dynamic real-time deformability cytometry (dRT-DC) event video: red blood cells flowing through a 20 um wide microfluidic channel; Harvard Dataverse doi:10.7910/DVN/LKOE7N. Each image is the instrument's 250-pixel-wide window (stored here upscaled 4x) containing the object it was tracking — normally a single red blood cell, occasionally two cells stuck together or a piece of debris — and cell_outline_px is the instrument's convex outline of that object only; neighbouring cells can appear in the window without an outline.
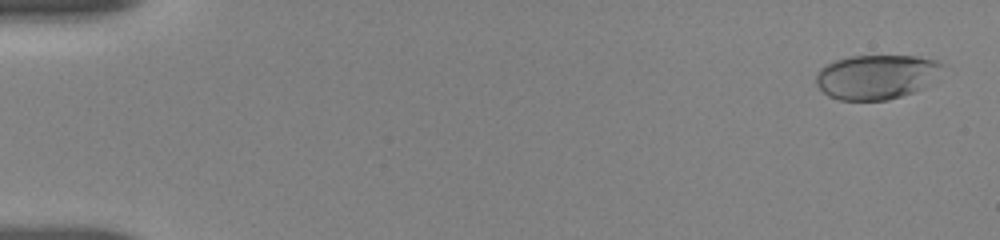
{"species": "human", "species_latin": "Homo sapiens", "temperature_condition": "room temperature", "stored_images_in_passage": 55, "camera_frame_rate_fps": 3000, "um_per_image_px": 0.085, "donor": {"sex": "female"}, "frame": {"image": 1, "passage_image": 2, "time_ms": 0.333, "image_size_px": [1000, 240], "cell_outline_px": [[940, 64], [920, 88], [912, 92], [888, 100], [840, 100], [828, 96], [816, 84], [816, 76], [820, 68], [836, 60], [852, 56], [916, 56], [936, 60]], "centroid_in_image_um": [74.33, 6.53], "position_along_channel_um": 10.7, "area_um2": 31.56}}
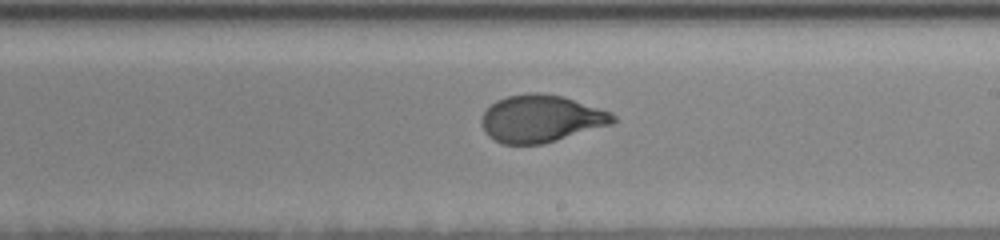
{"frame": {"image": 2, "passage_image": 33, "time_ms": 10.667, "image_size_px": [1000, 240], "cell_outline_px": [[616, 120], [612, 124], [544, 144], [500, 144], [488, 136], [484, 132], [480, 120], [484, 112], [496, 100], [508, 96], [528, 92], [540, 92], [564, 96], [612, 112], [616, 116]], "centroid_in_image_um": [45.99, 10.08], "position_along_channel_um": 243.0, "area_um2": 36.53}}
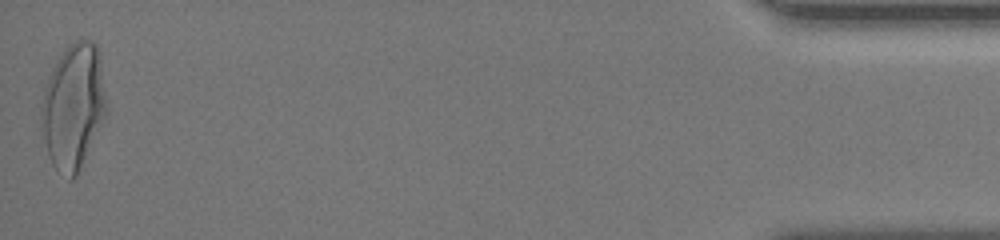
{"frame": {"image": 3, "passage_image": 55, "time_ms": 18.0, "image_size_px": [1000, 240], "cell_outline_px": [[108, 112], [76, 176], [72, 180], [68, 180], [52, 164], [48, 152], [44, 136], [40, 116], [40, 104], [44, 88], [48, 76], [60, 56], [68, 44], [76, 40], [92, 40], [96, 44], [100, 52], [108, 104]], "centroid_in_image_um": [6.26, 9.01], "position_along_channel_um": 428.9, "area_um2": 47.97}, "authors_computed_cell_mechanics": {"area_um2": 36.2984, "velocity_mm_per_s": 3.6693, "shape_relaxation_time_tau1_ms": 5.8974, "shape_relaxation_time_tau2_ms": null, "deformation_change_tau1": 0.2162, "deformation_change_tau2": null}}